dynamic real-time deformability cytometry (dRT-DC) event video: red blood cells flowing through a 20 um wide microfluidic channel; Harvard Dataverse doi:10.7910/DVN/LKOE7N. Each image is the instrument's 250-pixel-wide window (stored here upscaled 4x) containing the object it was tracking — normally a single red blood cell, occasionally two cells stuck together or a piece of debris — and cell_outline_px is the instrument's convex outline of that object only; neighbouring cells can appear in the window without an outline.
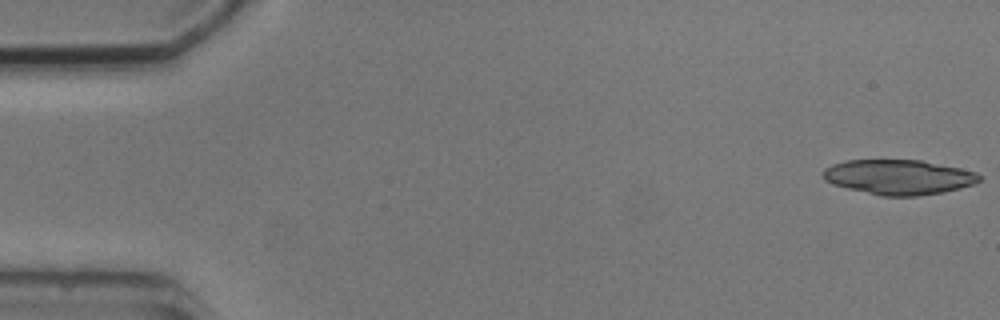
{"species": "common noctule bat (a hibernating species)", "species_latin": "Nyctalus noctula", "temperature_condition": "cold", "stored_images_in_passage": 5, "camera_frame_rate_fps": 3000, "um_per_image_px": 0.085, "animal": {"sex": "male", "body_mass_g": 20.5, "forearm_length_mm": 52.5}, "frame": {"image": 1, "passage_image": 1, "time_ms": 0.0, "image_size_px": [1000, 320], "cell_outline_px": [[980, 180], [976, 184], [944, 192], [916, 196], [880, 196], [832, 184], [824, 180], [824, 168], [832, 164], [844, 160], [924, 160], [960, 168], [976, 172], [980, 176]], "centroid_in_image_um": [76.4, 15.05], "position_along_channel_um": 8.6, "area_um2": 31.91}}